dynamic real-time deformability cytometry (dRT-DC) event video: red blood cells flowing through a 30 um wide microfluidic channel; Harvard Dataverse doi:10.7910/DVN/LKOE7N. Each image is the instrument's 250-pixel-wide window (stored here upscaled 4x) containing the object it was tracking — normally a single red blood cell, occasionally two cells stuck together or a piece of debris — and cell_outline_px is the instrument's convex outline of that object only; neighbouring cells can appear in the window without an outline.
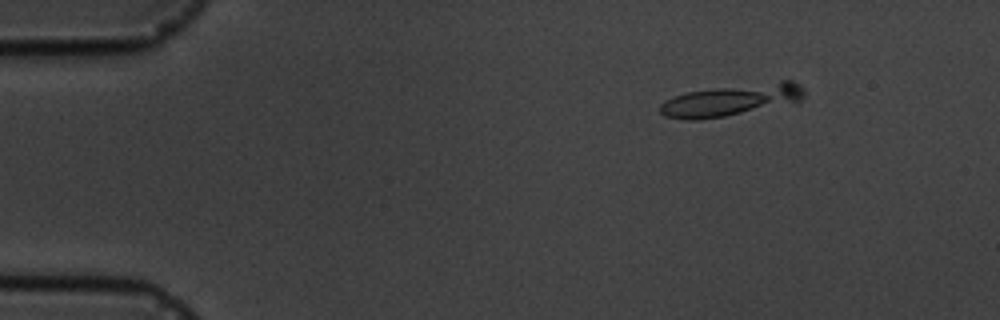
{"species": "common noctule bat (a hibernating species)", "species_latin": "Nyctalus noctula", "temperature_condition": "cold", "stored_images_in_passage": 6, "camera_frame_rate_fps": 3000, "um_per_image_px": 0.085, "animal": {"sex": "male", "body_mass_g": 19.5, "forearm_length_mm": 54.6}, "frame": {"image": 1, "passage_image": 3, "time_ms": 2.333, "image_size_px": [1000, 320], "cell_outline_px": [[804, 96], [800, 100], [724, 116], [700, 120], [684, 120], [664, 116], [660, 112], [660, 104], [676, 96], [688, 92], [716, 88], [780, 80], [792, 80], [800, 84], [804, 88]], "centroid_in_image_um": [62.16, 8.5], "position_along_channel_um": 22.8, "area_um2": 25.89}}